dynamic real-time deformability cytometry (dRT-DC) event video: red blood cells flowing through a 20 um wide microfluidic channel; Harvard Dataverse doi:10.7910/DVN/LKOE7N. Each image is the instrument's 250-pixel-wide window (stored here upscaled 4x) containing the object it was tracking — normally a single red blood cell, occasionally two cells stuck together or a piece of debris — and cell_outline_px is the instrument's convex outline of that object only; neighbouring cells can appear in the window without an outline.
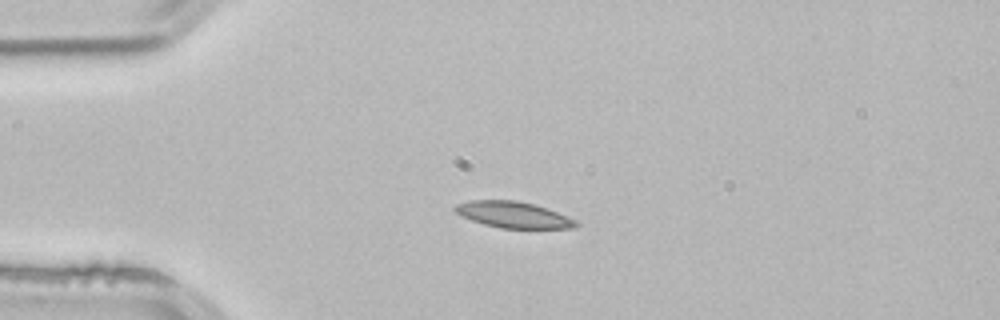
{"species": "common noctule bat (a hibernating species)", "species_latin": "Nyctalus noctula", "temperature_condition": "room temperature", "stored_images_in_passage": 2, "camera_frame_rate_fps": 3000, "um_per_image_px": 0.085, "animal": {"sex": "male", "body_mass_g": 21.5, "forearm_length_mm": 52.0}, "frame": {"image": 1, "passage_image": 2, "time_ms": 0.333, "image_size_px": [1000, 320], "cell_outline_px": [[580, 224], [576, 228], [500, 228], [484, 224], [460, 216], [452, 208], [456, 204], [472, 200], [516, 200], [532, 204], [556, 212], [576, 220]], "centroid_in_image_um": [43.6, 18.26], "position_along_channel_um": 41.4, "area_um2": 18.32}}